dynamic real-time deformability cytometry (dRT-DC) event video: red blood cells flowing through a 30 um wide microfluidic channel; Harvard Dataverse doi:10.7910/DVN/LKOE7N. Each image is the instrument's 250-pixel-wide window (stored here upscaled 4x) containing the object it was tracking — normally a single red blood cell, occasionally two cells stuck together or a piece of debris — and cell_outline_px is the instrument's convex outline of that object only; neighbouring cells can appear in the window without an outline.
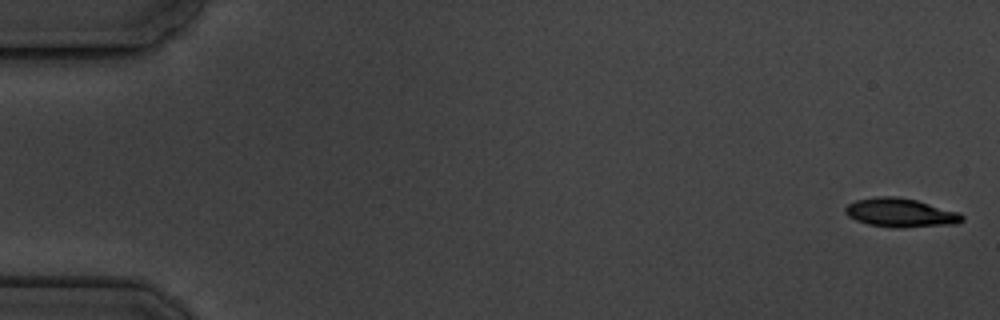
{"species": "common noctule bat (a hibernating species)", "species_latin": "Nyctalus noctula", "temperature_condition": "cold", "stored_images_in_passage": 5, "camera_frame_rate_fps": 3000, "um_per_image_px": 0.085, "animal": {"sex": "male", "body_mass_g": 19.5, "forearm_length_mm": 54.6}, "frame": {"image": 1, "passage_image": 1, "time_ms": 0.0, "image_size_px": [1000, 320], "cell_outline_px": [[964, 220], [956, 224], [904, 228], [896, 228], [868, 224], [856, 220], [848, 216], [844, 212], [844, 208], [848, 204], [856, 200], [876, 196], [896, 196], [916, 200], [960, 212], [964, 216]], "centroid_in_image_um": [76.56, 18.08], "position_along_channel_um": 8.4, "area_um2": 19.83}}